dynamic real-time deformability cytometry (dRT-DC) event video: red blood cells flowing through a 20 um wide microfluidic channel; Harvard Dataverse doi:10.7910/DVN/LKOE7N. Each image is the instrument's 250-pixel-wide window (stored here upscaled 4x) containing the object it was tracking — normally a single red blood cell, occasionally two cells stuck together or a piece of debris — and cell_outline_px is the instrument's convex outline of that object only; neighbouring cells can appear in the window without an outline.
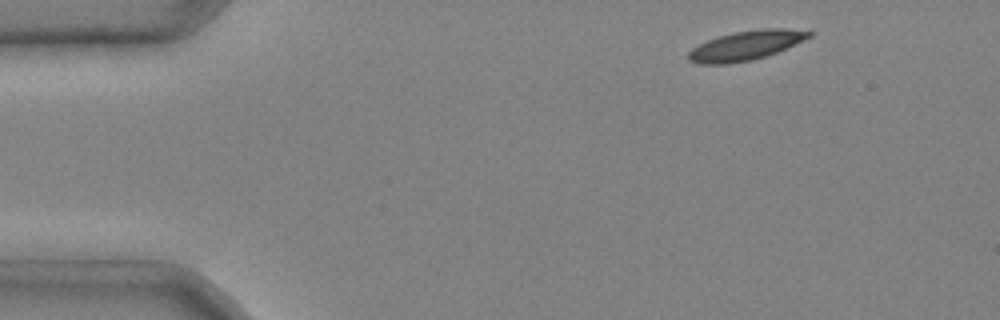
{"species": "common noctule bat (a hibernating species)", "species_latin": "Nyctalus noctula", "temperature_condition": "cold", "stored_images_in_passage": 3, "camera_frame_rate_fps": 3000, "um_per_image_px": 0.085, "animal": {"sex": "male", "body_mass_g": 20.4}, "frame": {"image": 1, "passage_image": 1, "time_ms": 0.0, "image_size_px": [1000, 320], "cell_outline_px": [[812, 36], [776, 52], [752, 60], [728, 64], [700, 64], [688, 60], [688, 52], [692, 48], [708, 40], [720, 36], [736, 32], [760, 28], [780, 28], [812, 32]], "centroid_in_image_um": [63.36, 3.87], "position_along_channel_um": 21.6, "area_um2": 20.29}}